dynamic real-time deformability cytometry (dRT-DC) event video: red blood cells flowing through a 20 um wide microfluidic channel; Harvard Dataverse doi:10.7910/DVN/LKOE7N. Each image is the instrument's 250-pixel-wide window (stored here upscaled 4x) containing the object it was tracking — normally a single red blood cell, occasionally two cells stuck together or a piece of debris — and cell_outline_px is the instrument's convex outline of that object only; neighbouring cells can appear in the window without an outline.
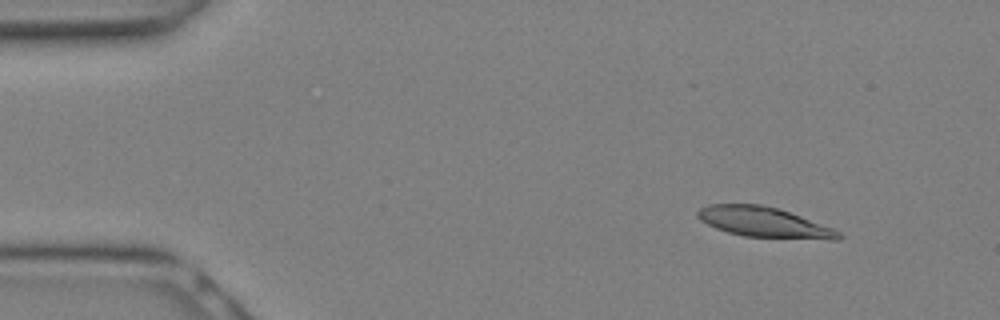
{"species": "Egyptian fruit bat (a non-hibernating species)", "species_latin": "Rousettus aegyptiacus", "temperature_condition": "warm", "stored_images_in_passage": 13, "camera_frame_rate_fps": 3000, "um_per_image_px": 0.085, "animal": {"sex": "female"}, "frame": {"image": 1, "passage_image": 1, "time_ms": 0.0, "image_size_px": [1000, 320], "cell_outline_px": [[844, 236], [840, 240], [832, 240], [744, 236], [728, 232], [716, 228], [700, 220], [696, 216], [696, 212], [700, 208], [708, 204], [760, 204], [776, 208], [800, 216], [832, 228], [840, 232]], "centroid_in_image_um": [64.94, 18.89], "position_along_channel_um": 20.1, "area_um2": 24.68}}
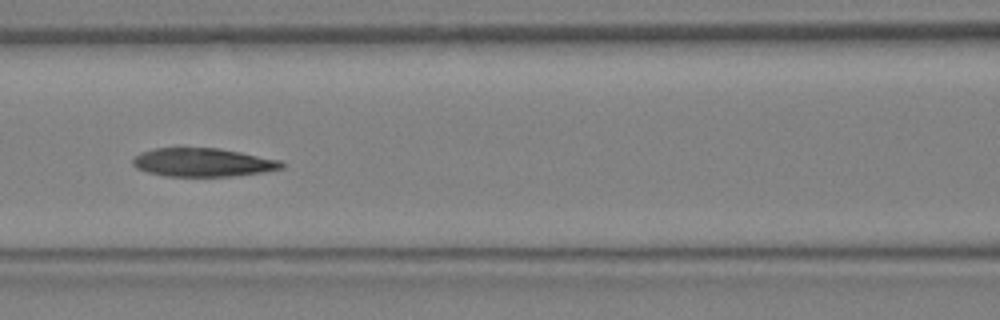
{"frame": {"image": 2, "passage_image": 10, "time_ms": 3.0, "image_size_px": [1000, 320], "cell_outline_px": [[284, 168], [260, 172], [232, 176], [164, 176], [148, 172], [136, 168], [132, 164], [132, 160], [140, 152], [156, 148], [220, 148], [280, 160], [284, 164]], "centroid_in_image_um": [17.22, 13.8], "position_along_channel_um": 149.4, "area_um2": 24.57}}
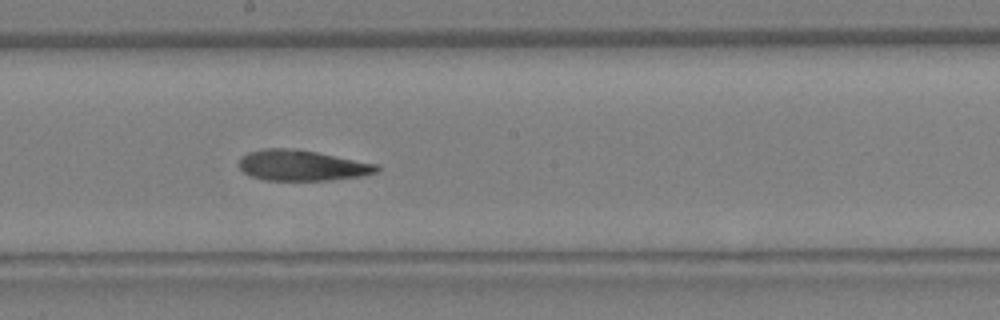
{"frame": {"image": 3, "passage_image": 13, "time_ms": 4.0, "image_size_px": [1000, 320], "cell_outline_px": [[380, 168], [376, 172], [360, 176], [332, 180], [264, 180], [252, 176], [244, 172], [240, 168], [240, 156], [248, 152], [264, 148], [284, 148], [316, 152], [380, 164]], "centroid_in_image_um": [25.68, 14.06], "position_along_channel_um": 222.5, "area_um2": 24.51}}